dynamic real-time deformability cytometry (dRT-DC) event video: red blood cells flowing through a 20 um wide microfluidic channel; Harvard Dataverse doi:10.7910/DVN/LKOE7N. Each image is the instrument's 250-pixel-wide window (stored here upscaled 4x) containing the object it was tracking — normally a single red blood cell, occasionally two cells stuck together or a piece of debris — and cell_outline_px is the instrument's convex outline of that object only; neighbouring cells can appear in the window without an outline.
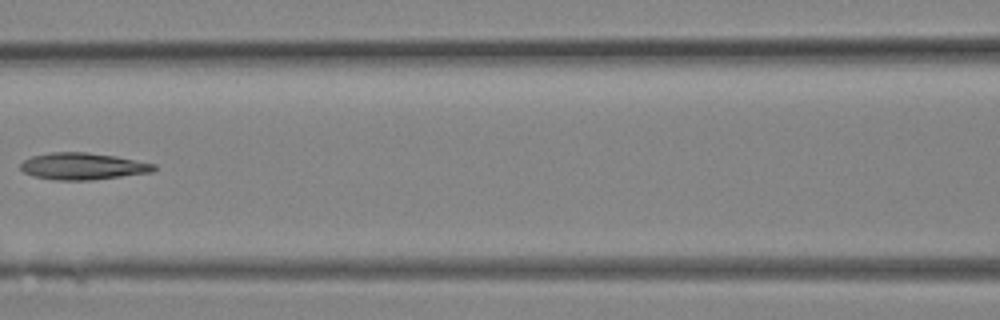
{"species": "Egyptian fruit bat (a non-hibernating species)", "species_latin": "Rousettus aegyptiacus", "temperature_condition": "room temperature", "stored_images_in_passage": 14, "camera_frame_rate_fps": 3000, "um_per_image_px": 0.085, "animal": {"sex": "female"}, "frame": {"image": 1, "passage_image": 10, "time_ms": 3.0, "image_size_px": [1000, 320], "cell_outline_px": [[156, 168], [152, 172], [92, 180], [56, 180], [32, 176], [24, 172], [20, 168], [20, 164], [24, 160], [32, 156], [52, 152], [88, 152], [116, 156], [156, 164]], "centroid_in_image_um": [7.03, 14.13], "position_along_channel_um": 159.6, "area_um2": 20.87}}
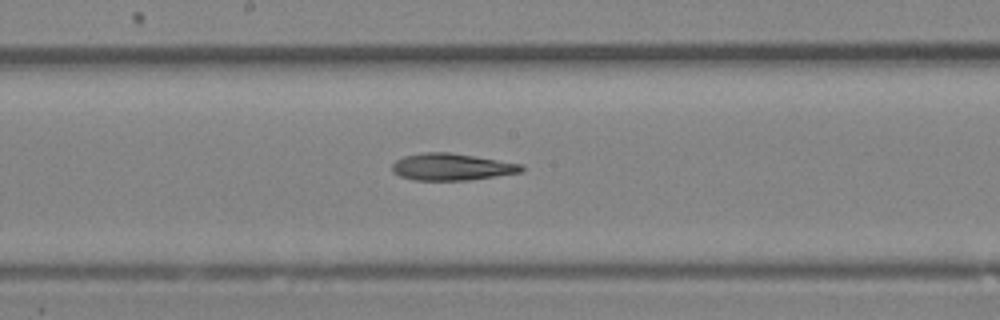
{"frame": {"image": 2, "passage_image": 12, "time_ms": 3.667, "image_size_px": [1000, 320], "cell_outline_px": [[524, 168], [520, 172], [496, 176], [468, 180], [412, 180], [400, 176], [392, 172], [392, 164], [396, 160], [404, 156], [424, 152], [448, 152], [520, 164]], "centroid_in_image_um": [38.32, 14.19], "position_along_channel_um": 209.9, "area_um2": 20.0}}
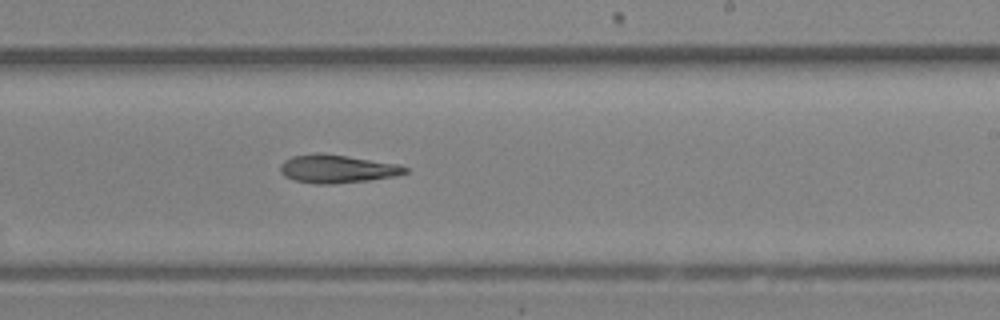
{"frame": {"image": 3, "passage_image": 14, "time_ms": 4.333, "image_size_px": [1000, 320], "cell_outline_px": [[408, 172], [396, 176], [368, 180], [332, 184], [316, 184], [292, 180], [284, 176], [280, 172], [280, 164], [284, 160], [292, 156], [316, 152], [348, 156], [400, 164], [408, 168]], "centroid_in_image_um": [28.63, 14.35], "position_along_channel_um": 260.4, "area_um2": 20.75}}